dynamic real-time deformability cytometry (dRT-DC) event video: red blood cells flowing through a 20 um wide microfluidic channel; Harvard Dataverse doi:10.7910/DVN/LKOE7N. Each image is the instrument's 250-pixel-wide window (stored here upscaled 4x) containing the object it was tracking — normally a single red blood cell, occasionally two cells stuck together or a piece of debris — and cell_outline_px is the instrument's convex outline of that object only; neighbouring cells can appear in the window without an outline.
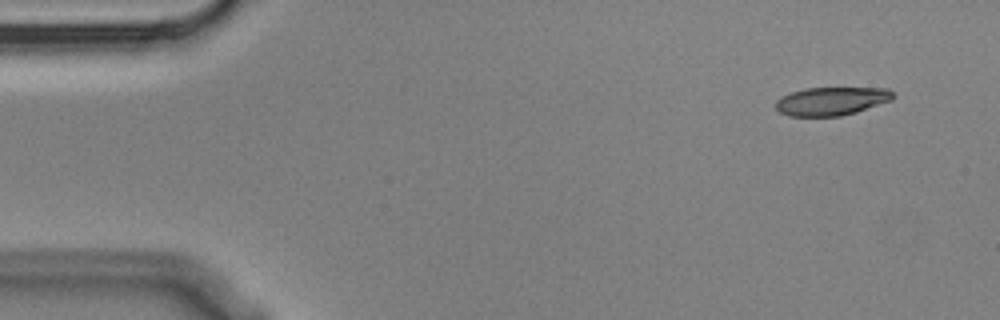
{"species": "Egyptian fruit bat (a non-hibernating species)", "species_latin": "Rousettus aegyptiacus", "temperature_condition": "cold", "stored_images_in_passage": 4, "segment_of_instrument_passage": [1, 2], "camera_frame_rate_fps": 3000, "um_per_image_px": 0.085, "animal": {"sex": "male"}, "frame": {"image": 1, "passage_image": 1, "time_ms": 0.0, "image_size_px": [1000, 320], "cell_outline_px": [[896, 96], [892, 100], [856, 112], [840, 116], [788, 116], [780, 112], [776, 108], [776, 100], [780, 96], [804, 88], [888, 88]], "centroid_in_image_um": [70.67, 8.59], "position_along_channel_um": 14.3, "area_um2": 19.42}}